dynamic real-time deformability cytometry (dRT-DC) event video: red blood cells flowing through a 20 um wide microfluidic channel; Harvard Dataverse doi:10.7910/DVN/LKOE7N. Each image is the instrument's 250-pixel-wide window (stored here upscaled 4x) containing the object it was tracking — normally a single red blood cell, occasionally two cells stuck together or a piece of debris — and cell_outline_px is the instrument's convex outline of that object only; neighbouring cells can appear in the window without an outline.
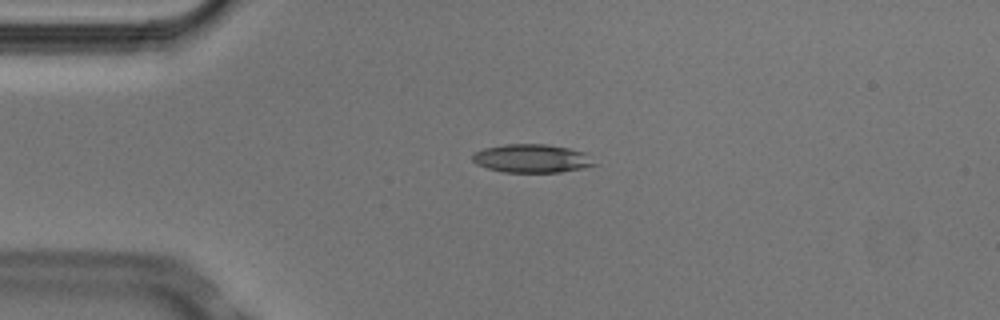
{"species": "Egyptian fruit bat (a non-hibernating species)", "species_latin": "Rousettus aegyptiacus", "temperature_condition": "cold", "stored_images_in_passage": 9, "camera_frame_rate_fps": 3000, "um_per_image_px": 0.085, "animal": {"sex": "male"}, "frame": {"image": 1, "passage_image": 3, "time_ms": 0.667, "image_size_px": [1000, 320], "cell_outline_px": [[596, 164], [580, 168], [560, 172], [504, 172], [488, 168], [476, 164], [472, 160], [472, 152], [484, 148], [504, 144], [544, 144], [568, 148], [584, 152]], "centroid_in_image_um": [45.13, 13.46], "position_along_channel_um": 39.9, "area_um2": 20.0}}
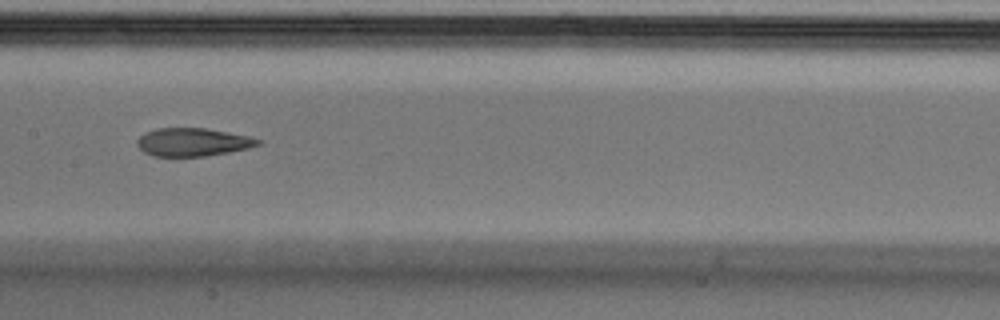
{"frame": {"image": 2, "passage_image": 7, "time_ms": 2.0, "image_size_px": [1000, 320], "cell_outline_px": [[264, 140], [260, 144], [248, 148], [228, 152], [204, 156], [152, 156], [144, 152], [136, 144], [136, 140], [144, 132], [156, 128], [204, 128], [228, 132], [248, 136]], "centroid_in_image_um": [16.37, 12.07], "position_along_channel_um": 191.0, "area_um2": 19.83}}
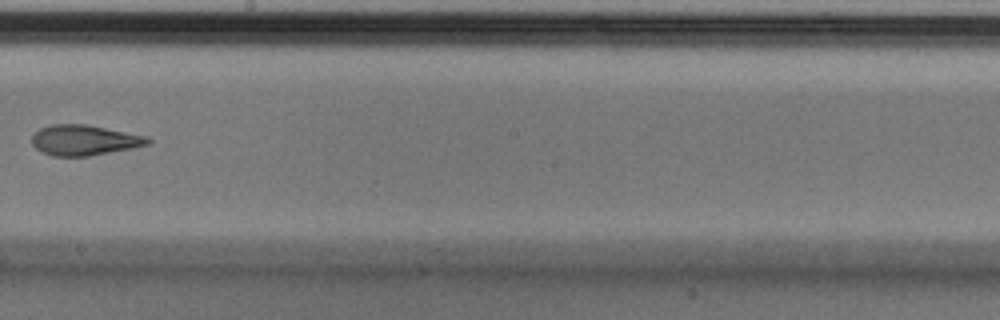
{"frame": {"image": 3, "passage_image": 8, "time_ms": 2.333, "image_size_px": [1000, 320], "cell_outline_px": [[152, 140], [148, 144], [132, 148], [88, 156], [52, 156], [40, 152], [32, 144], [32, 136], [40, 128], [52, 124], [84, 124], [148, 136]], "centroid_in_image_um": [7.15, 11.92], "position_along_channel_um": 241.1, "area_um2": 20.46}}